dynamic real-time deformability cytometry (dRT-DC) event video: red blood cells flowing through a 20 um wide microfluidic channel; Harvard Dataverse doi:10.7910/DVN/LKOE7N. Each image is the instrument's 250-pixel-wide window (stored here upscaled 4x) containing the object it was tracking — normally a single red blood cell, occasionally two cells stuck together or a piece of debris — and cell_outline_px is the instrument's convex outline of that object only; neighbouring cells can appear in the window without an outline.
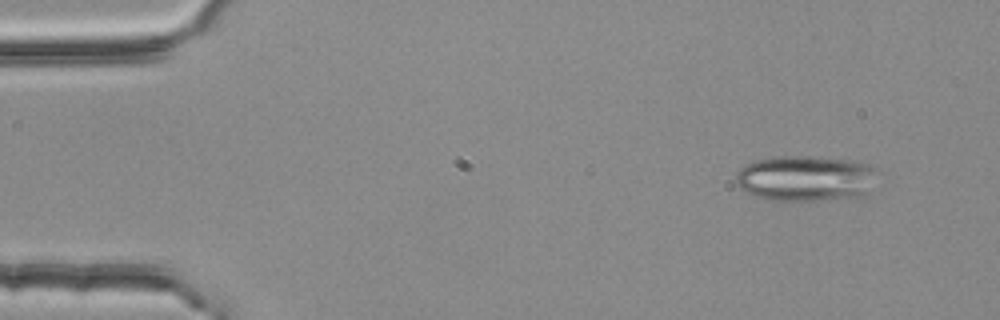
{"species": "common noctule bat (a hibernating species)", "species_latin": "Nyctalus noctula", "temperature_condition": "room temperature", "stored_images_in_passage": 4, "segment_of_instrument_passage": [2, 2], "camera_frame_rate_fps": 3000, "um_per_image_px": 0.085, "animal": {"sex": "female", "body_mass_g": 25.1}, "frame": {"image": 1, "passage_image": 4, "time_ms": 1.0, "image_size_px": [1000, 320], "cell_outline_px": [[876, 168], [868, 192], [860, 196], [812, 200], [768, 200], [756, 196], [740, 188], [736, 184], [736, 172], [740, 168], [756, 160], [780, 156], [792, 156], [852, 160], [868, 164]], "centroid_in_image_um": [68.43, 15.16], "position_along_channel_um": 16.6, "area_um2": 36.99}}